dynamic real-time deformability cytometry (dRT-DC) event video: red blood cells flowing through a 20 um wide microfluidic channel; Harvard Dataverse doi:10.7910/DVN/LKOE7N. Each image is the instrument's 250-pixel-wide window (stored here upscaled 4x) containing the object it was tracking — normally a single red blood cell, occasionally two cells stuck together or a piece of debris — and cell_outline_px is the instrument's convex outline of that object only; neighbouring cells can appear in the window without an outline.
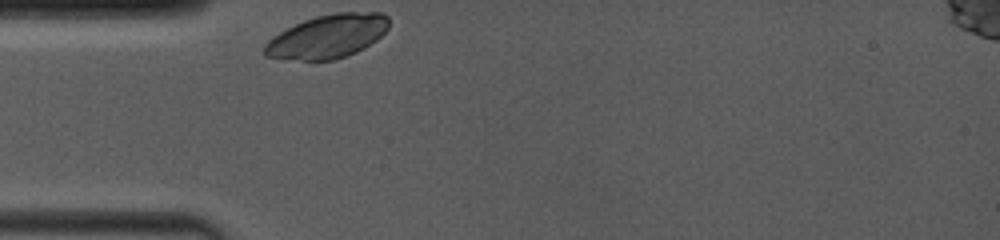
{"species": "common noctule bat (a hibernating species)", "species_latin": "Nyctalus noctula", "temperature_condition": "room temperature", "stored_images_in_passage": 14, "camera_frame_rate_fps": 4000, "um_per_image_px": 0.085, "animal": {"sex": "female", "body_mass_g": 19.0, "forearm_length_mm": 53.3}, "frame": {"image": 1, "passage_image": 1, "time_ms": 0.0, "image_size_px": [1000, 240], "cell_outline_px": [[388, 28], [376, 40], [364, 48], [356, 52], [332, 60], [304, 60], [264, 56], [264, 44], [272, 36], [304, 20], [316, 16], [336, 12], [380, 12], [388, 16]], "centroid_in_image_um": [27.85, 3.08], "position_along_channel_um": 57.2, "area_um2": 31.27}}
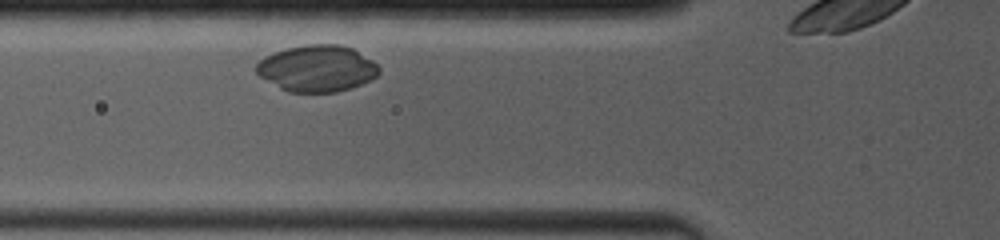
{"frame": {"image": 2, "passage_image": 5, "time_ms": 1.25, "image_size_px": [1000, 240], "cell_outline_px": [[380, 72], [376, 76], [360, 84], [336, 92], [288, 92], [280, 88], [260, 76], [256, 72], [256, 64], [264, 56], [288, 48], [308, 44], [340, 44], [352, 48], [372, 60], [380, 68]], "centroid_in_image_um": [26.94, 5.81], "position_along_channel_um": 98.9, "area_um2": 32.95}}